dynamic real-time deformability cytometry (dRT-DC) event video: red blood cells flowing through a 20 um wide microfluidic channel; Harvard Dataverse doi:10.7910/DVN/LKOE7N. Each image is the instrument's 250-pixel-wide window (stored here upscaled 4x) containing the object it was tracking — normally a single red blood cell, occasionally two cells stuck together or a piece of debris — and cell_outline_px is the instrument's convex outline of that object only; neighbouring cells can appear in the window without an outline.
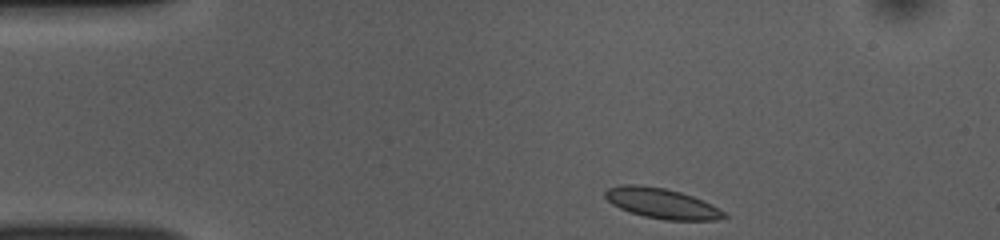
{"species": "common noctule bat (a hibernating species)", "species_latin": "Nyctalus noctula", "temperature_condition": "room temperature", "stored_images_in_passage": 44, "camera_frame_rate_fps": 3000, "um_per_image_px": 0.085, "animal": {"sex": "female", "body_mass_g": 10.0, "forearm_length_mm": 53.1}, "frame": {"image": 1, "passage_image": 1, "time_ms": 0.0, "image_size_px": [1000, 240], "cell_outline_px": [[728, 216], [716, 220], [664, 220], [644, 216], [628, 212], [612, 204], [604, 196], [604, 192], [608, 188], [620, 184], [640, 184], [664, 188], [680, 192], [704, 200], [712, 204], [724, 212]], "centroid_in_image_um": [56.23, 17.28], "position_along_channel_um": 28.8, "area_um2": 21.1}}
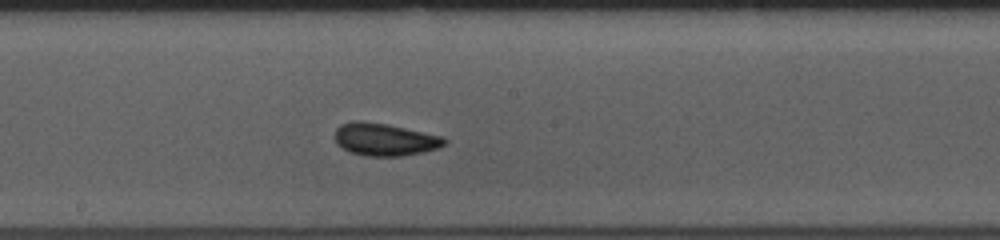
{"frame": {"image": 2, "passage_image": 20, "time_ms": 6.333, "image_size_px": [1000, 240], "cell_outline_px": [[448, 140], [444, 144], [436, 148], [424, 152], [400, 156], [364, 156], [348, 152], [336, 144], [332, 136], [336, 128], [340, 124], [356, 120], [364, 120], [388, 124], [444, 136]], "centroid_in_image_um": [32.64, 11.84], "position_along_channel_um": 215.6, "area_um2": 21.27}}
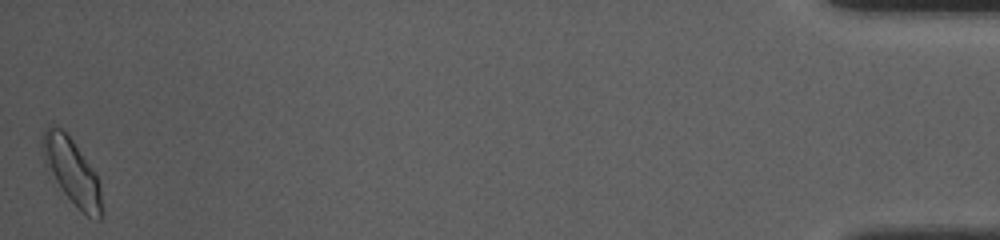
{"frame": {"image": 3, "passage_image": 44, "time_ms": 14.333, "image_size_px": [1000, 240], "cell_outline_px": [[104, 212], [100, 220], [96, 220], [88, 216], [48, 176], [40, 144], [44, 132], [48, 124], [52, 124], [60, 128], [72, 140], [96, 172], [100, 188]], "centroid_in_image_um": [6.1, 14.57], "position_along_channel_um": 429.1, "area_um2": 22.89}, "authors_computed_cell_mechanics": {"area_um2": 20.0566, "velocity_mm_per_s": 3.8204, "shape_relaxation_time_tau1_ms": 10.1082, "shape_relaxation_time_tau2_ms": 3.4534, "deformation_change_tau1": 0.1886, "deformation_change_tau2": 0.0616}}